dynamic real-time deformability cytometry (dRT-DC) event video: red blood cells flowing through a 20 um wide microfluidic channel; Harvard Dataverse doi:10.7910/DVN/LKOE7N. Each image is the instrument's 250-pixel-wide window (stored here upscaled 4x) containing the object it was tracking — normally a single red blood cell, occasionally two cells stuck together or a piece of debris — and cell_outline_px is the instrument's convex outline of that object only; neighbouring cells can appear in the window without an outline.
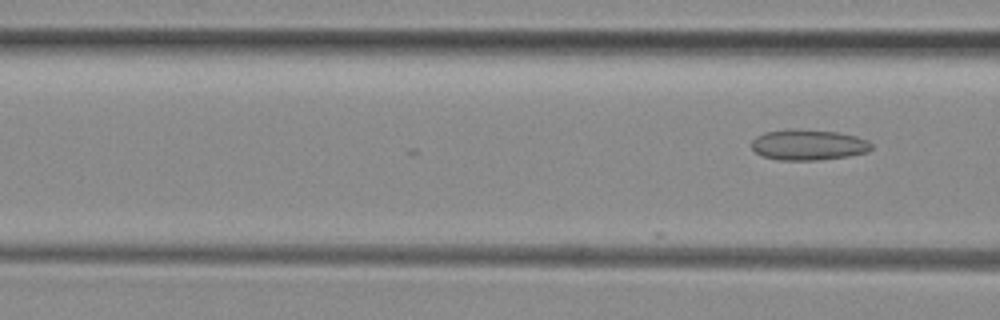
{"species": "common noctule bat (a hibernating species)", "species_latin": "Nyctalus noctula", "temperature_condition": "room temperature", "stored_images_in_passage": 6, "camera_frame_rate_fps": 3000, "um_per_image_px": 0.085, "animal": {"sex": "female", "body_mass_g": 29.2, "forearm_length_mm": 56.3}, "frame": {"image": 1, "passage_image": 6, "time_ms": 1.667, "image_size_px": [1000, 320], "cell_outline_px": [[872, 148], [868, 152], [848, 156], [816, 160], [780, 160], [764, 156], [756, 152], [752, 148], [752, 140], [756, 136], [764, 132], [836, 132], [856, 136], [868, 140], [872, 144]], "centroid_in_image_um": [68.76, 12.36], "position_along_channel_um": 97.8, "area_um2": 20.4}}